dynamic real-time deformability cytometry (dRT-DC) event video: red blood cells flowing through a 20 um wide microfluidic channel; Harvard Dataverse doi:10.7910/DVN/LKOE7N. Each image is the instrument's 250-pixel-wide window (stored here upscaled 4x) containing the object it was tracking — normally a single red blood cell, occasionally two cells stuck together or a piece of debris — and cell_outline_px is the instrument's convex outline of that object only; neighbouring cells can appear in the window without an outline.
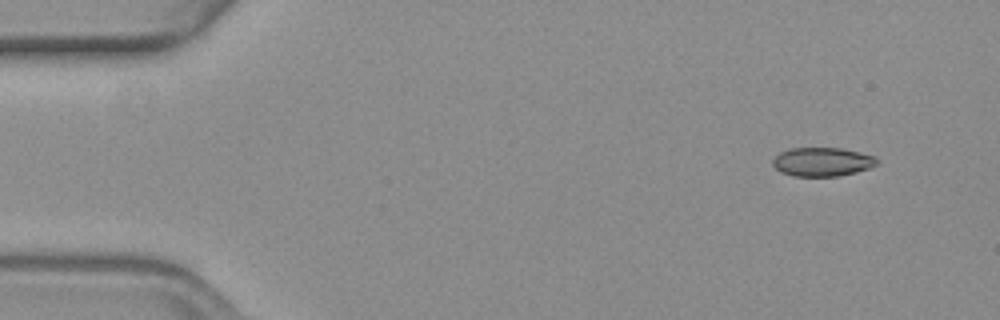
{"species": "common noctule bat (a hibernating species)", "species_latin": "Nyctalus noctula", "temperature_condition": "warm", "stored_images_in_passage": 7, "camera_frame_rate_fps": 3000, "um_per_image_px": 0.085, "animal": {"sex": "female", "body_mass_g": 19.3, "forearm_length_mm": 54.1}, "frame": {"image": 1, "passage_image": 1, "time_ms": 0.0, "image_size_px": [1000, 320], "cell_outline_px": [[876, 164], [868, 168], [856, 172], [836, 176], [792, 176], [780, 172], [772, 164], [772, 160], [780, 152], [792, 148], [840, 148], [860, 152], [876, 156]], "centroid_in_image_um": [69.86, 13.75], "position_along_channel_um": 15.1, "area_um2": 17.4}}